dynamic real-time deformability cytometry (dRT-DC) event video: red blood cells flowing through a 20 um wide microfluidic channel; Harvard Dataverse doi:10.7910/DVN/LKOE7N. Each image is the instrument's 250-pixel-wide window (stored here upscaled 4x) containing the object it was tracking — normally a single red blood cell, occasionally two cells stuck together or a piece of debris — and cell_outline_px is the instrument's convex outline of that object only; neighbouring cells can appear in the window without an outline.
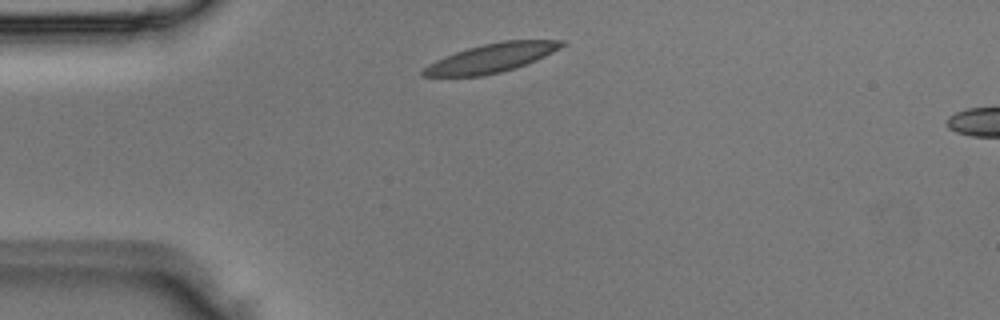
{"species": "Egyptian fruit bat (a non-hibernating species)", "species_latin": "Rousettus aegyptiacus", "temperature_condition": "room temperature", "stored_images_in_passage": 2, "segment_of_instrument_passage": [1, 2], "camera_frame_rate_fps": 3000, "um_per_image_px": 0.085, "animal": {"sex": "male"}, "frame": {"image": 1, "passage_image": 1, "time_ms": 0.0, "image_size_px": [1000, 320], "cell_outline_px": [[564, 44], [552, 52], [528, 64], [516, 68], [484, 76], [420, 76], [420, 72], [428, 64], [444, 56], [468, 48], [484, 44], [504, 40], [564, 40]], "centroid_in_image_um": [41.74, 4.94], "position_along_channel_um": 43.3, "area_um2": 23.12}}